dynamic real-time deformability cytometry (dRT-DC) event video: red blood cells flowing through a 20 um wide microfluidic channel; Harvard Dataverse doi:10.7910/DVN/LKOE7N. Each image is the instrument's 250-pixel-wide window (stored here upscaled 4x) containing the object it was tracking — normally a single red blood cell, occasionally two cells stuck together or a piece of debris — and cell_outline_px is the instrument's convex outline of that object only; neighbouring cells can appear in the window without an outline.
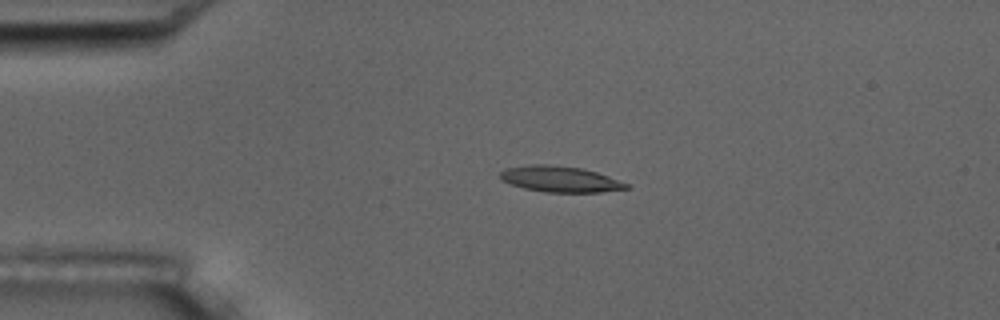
{"species": "common noctule bat (a hibernating species)", "species_latin": "Nyctalus noctula", "temperature_condition": "room temperature", "stored_images_in_passage": 5, "camera_frame_rate_fps": 3000, "um_per_image_px": 0.085, "animal": {"sex": "male", "body_mass_g": 17.5, "forearm_length_mm": 52.3}, "frame": {"image": 1, "passage_image": 4, "time_ms": 3.333, "image_size_px": [1000, 320], "cell_outline_px": [[628, 188], [600, 192], [544, 192], [524, 188], [500, 180], [500, 172], [504, 168], [528, 164], [548, 164], [580, 168], [596, 172], [608, 176], [628, 184]], "centroid_in_image_um": [47.54, 15.21], "position_along_channel_um": 37.5, "area_um2": 18.96}}